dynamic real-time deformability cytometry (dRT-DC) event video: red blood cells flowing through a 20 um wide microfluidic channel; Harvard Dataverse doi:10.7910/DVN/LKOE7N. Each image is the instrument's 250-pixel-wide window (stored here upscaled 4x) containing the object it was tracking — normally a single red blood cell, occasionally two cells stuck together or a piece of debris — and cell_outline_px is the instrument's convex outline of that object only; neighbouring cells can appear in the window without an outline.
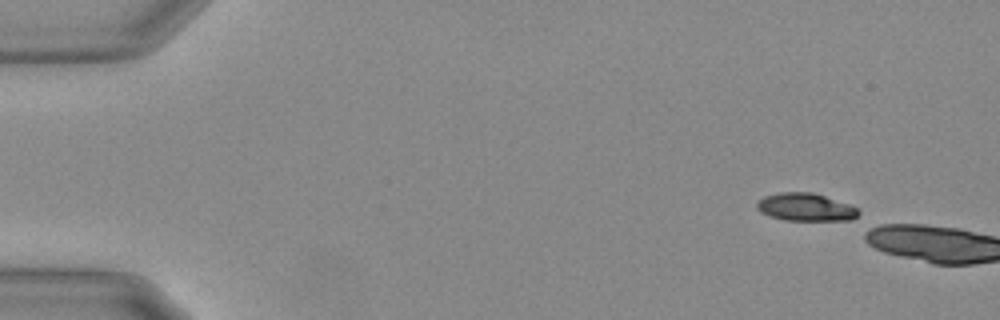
{"species": "Egyptian fruit bat (a non-hibernating species)", "species_latin": "Rousettus aegyptiacus", "temperature_condition": "warm", "stored_images_in_passage": 4, "camera_frame_rate_fps": 3000, "um_per_image_px": 0.085, "animal": {"sex": "female"}, "frame": {"image": 1, "passage_image": 1, "time_ms": 0.0, "image_size_px": [1000, 320], "cell_outline_px": [[860, 212], [852, 220], [784, 220], [760, 212], [756, 208], [756, 204], [764, 196], [780, 192], [812, 192], [848, 204], [856, 208]], "centroid_in_image_um": [68.45, 17.6], "position_along_channel_um": 16.5, "area_um2": 16.24}}